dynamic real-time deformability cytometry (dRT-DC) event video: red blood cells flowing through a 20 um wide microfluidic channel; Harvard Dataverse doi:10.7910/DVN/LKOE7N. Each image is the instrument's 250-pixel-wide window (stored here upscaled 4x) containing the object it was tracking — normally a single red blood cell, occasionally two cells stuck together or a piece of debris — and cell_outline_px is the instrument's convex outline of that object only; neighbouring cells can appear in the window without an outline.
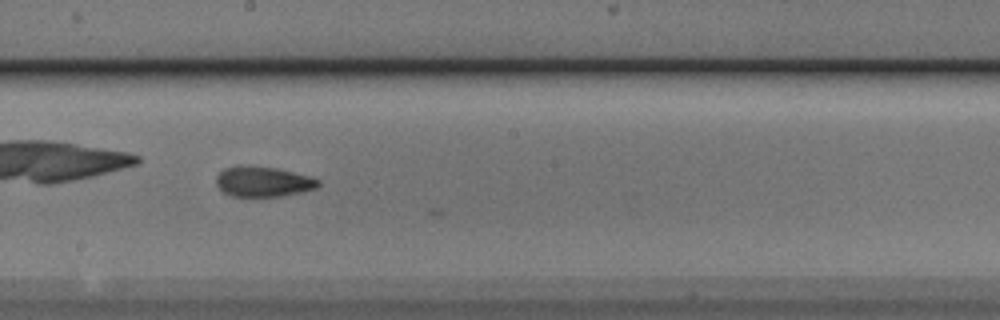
{"species": "Egyptian fruit bat (a non-hibernating species)", "species_latin": "Rousettus aegyptiacus", "temperature_condition": "cold", "stored_images_in_passage": 22, "camera_frame_rate_fps": 3000, "um_per_image_px": 0.085, "animal": {"sex": "male"}, "frame": {"image": 1, "passage_image": 21, "time_ms": 6.667, "image_size_px": [1000, 320], "cell_outline_px": [[320, 184], [316, 188], [284, 196], [232, 196], [224, 192], [216, 184], [216, 176], [224, 168], [276, 168], [308, 176], [320, 180]], "centroid_in_image_um": [22.4, 15.48], "position_along_channel_um": 225.8, "area_um2": 17.22}}